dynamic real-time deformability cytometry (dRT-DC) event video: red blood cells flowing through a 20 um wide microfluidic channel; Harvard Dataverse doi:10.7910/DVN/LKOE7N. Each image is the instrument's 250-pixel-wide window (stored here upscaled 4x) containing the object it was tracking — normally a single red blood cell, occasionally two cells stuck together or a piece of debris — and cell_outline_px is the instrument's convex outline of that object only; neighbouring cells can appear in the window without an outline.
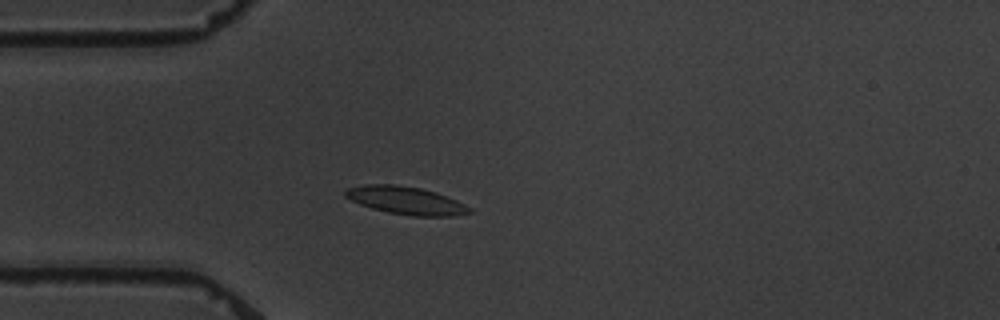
{"species": "common noctule bat (a hibernating species)", "species_latin": "Nyctalus noctula", "temperature_condition": "warm", "stored_images_in_passage": 5, "camera_frame_rate_fps": 3000, "um_per_image_px": 0.085, "animal": {"sex": "male", "body_mass_g": 19.5, "forearm_length_mm": 54.6}, "frame": {"image": 1, "passage_image": 4, "time_ms": 3.667, "image_size_px": [1000, 320], "cell_outline_px": [[472, 212], [452, 216], [412, 216], [388, 212], [372, 208], [360, 204], [344, 196], [344, 192], [348, 188], [364, 184], [396, 184], [420, 188], [436, 192], [456, 200], [472, 208]], "centroid_in_image_um": [34.5, 17.03], "position_along_channel_um": 50.5, "area_um2": 20.06}}